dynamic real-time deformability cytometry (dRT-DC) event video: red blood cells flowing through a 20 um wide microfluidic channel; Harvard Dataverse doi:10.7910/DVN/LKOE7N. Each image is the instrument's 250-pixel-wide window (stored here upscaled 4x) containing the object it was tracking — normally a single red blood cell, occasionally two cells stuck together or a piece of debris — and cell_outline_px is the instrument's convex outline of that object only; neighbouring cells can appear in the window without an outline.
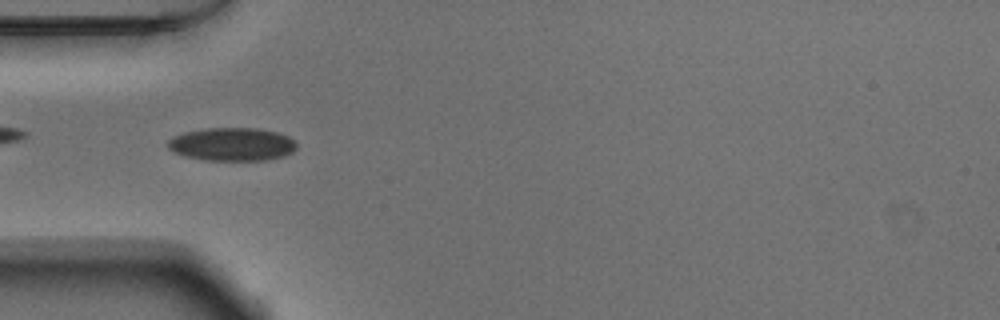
{"species": "Egyptian fruit bat (a non-hibernating species)", "species_latin": "Rousettus aegyptiacus", "temperature_condition": "warm", "stored_images_in_passage": 51, "camera_frame_rate_fps": 3000, "um_per_image_px": 0.085, "animal": {"sex": "male"}, "frame": {"image": 1, "passage_image": 15, "time_ms": 4.667, "image_size_px": [1000, 320], "cell_outline_px": [[296, 148], [292, 152], [284, 156], [268, 160], [204, 160], [184, 156], [172, 152], [168, 148], [168, 140], [172, 136], [184, 132], [204, 128], [256, 128], [276, 132], [288, 136], [296, 140]], "centroid_in_image_um": [19.71, 12.26], "position_along_channel_um": 65.3, "area_um2": 25.14}}
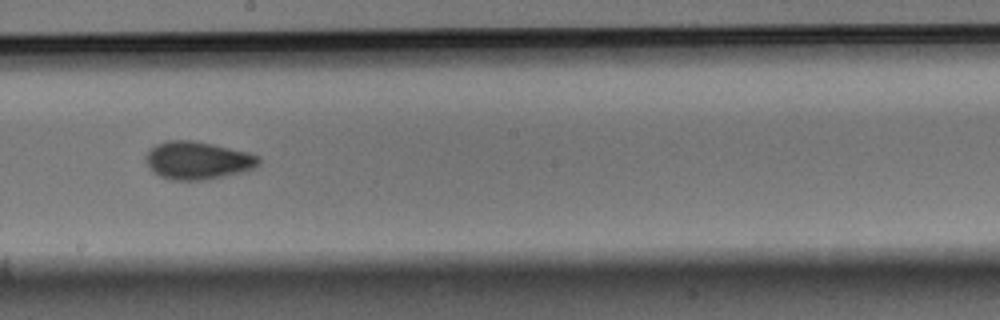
{"frame": {"image": 2, "passage_image": 28, "time_ms": 9.0, "image_size_px": [1000, 320], "cell_outline_px": [[260, 164], [256, 168], [244, 172], [208, 180], [172, 180], [160, 176], [152, 172], [148, 168], [144, 160], [144, 156], [148, 148], [156, 144], [168, 140], [196, 140], [248, 152], [260, 156]], "centroid_in_image_um": [16.79, 13.64], "position_along_channel_um": 231.4, "area_um2": 25.61}}
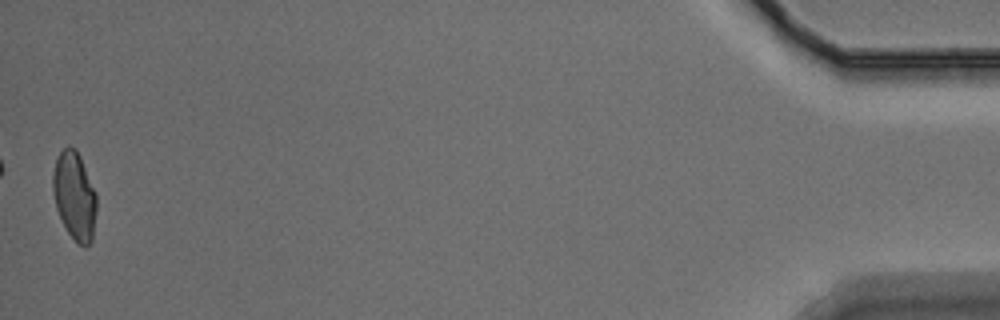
{"frame": {"image": 3, "passage_image": 51, "time_ms": 16.667, "image_size_px": [1000, 320], "cell_outline_px": [[96, 212], [92, 240], [84, 248], [68, 232], [56, 208], [52, 188], [52, 172], [56, 156], [68, 144], [76, 148], [80, 156], [96, 192]], "centroid_in_image_um": [6.32, 16.58], "position_along_channel_um": 428.9, "area_um2": 22.48}, "authors_computed_cell_mechanics": {"area_um2": 23.5246, "velocity_mm_per_s": 3.8189, "shape_relaxation_time_tau1_ms": 7.2472, "shape_relaxation_time_tau2_ms": 2.2009, "deformation_change_tau1": 0.1554, "deformation_change_tau2": 0.0661}}